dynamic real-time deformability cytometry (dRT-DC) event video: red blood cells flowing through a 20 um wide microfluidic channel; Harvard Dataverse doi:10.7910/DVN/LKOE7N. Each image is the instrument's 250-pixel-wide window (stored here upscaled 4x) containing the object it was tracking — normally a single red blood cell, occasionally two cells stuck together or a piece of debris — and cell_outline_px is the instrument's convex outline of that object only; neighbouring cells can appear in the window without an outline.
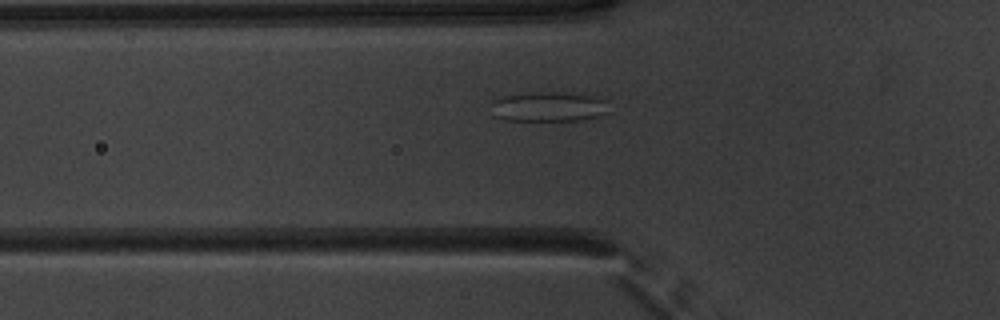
{"species": "common noctule bat (a hibernating species)", "species_latin": "Nyctalus noctula", "temperature_condition": "warm", "stored_images_in_passage": 40, "camera_frame_rate_fps": 3000, "um_per_image_px": 0.085, "animal": {"sex": "male", "body_mass_g": 20.1, "forearm_length_mm": 53.5}, "frame": {"image": 1, "passage_image": 7, "time_ms": 2.0, "image_size_px": [1000, 320], "cell_outline_px": [[608, 112], [600, 116], [580, 120], [504, 120], [492, 116], [496, 100], [500, 96], [536, 92], [564, 92], [596, 96], [604, 100]], "centroid_in_image_um": [46.65, 9.07], "position_along_channel_um": 79.1, "area_um2": 20.29}}
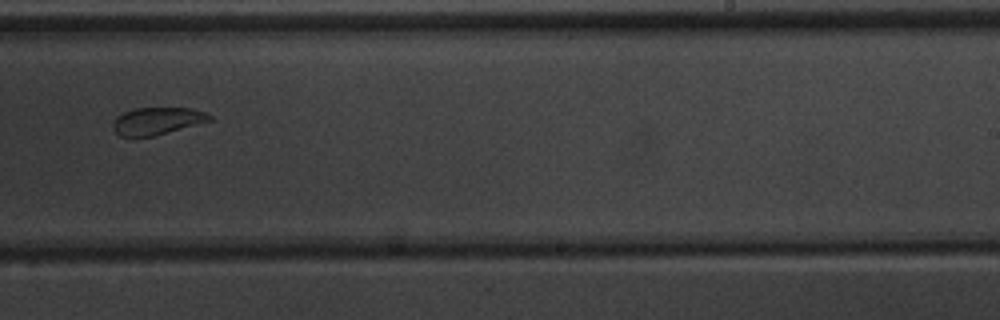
{"frame": {"image": 2, "passage_image": 22, "time_ms": 7.0, "image_size_px": [1000, 320], "cell_outline_px": [[212, 120], [168, 132], [136, 140], [132, 140], [120, 136], [112, 128], [112, 124], [124, 112], [136, 108], [188, 108], [204, 112], [212, 116]], "centroid_in_image_um": [13.3, 10.33], "position_along_channel_um": 275.7, "area_um2": 15.49}}
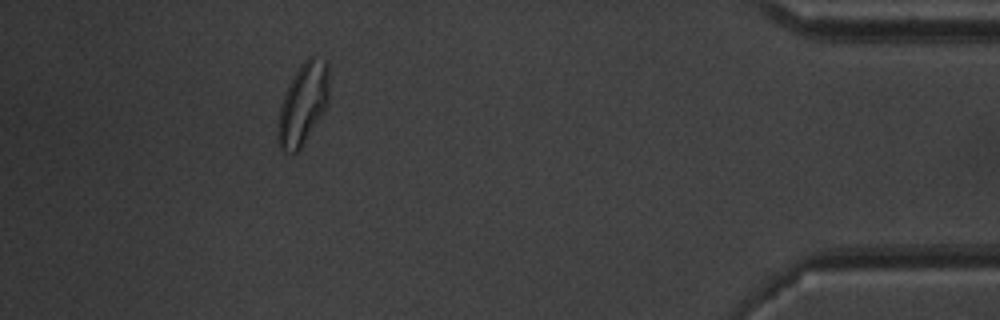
{"frame": {"image": 3, "passage_image": 36, "time_ms": 11.667, "image_size_px": [1000, 320], "cell_outline_px": [[328, 104], [304, 144], [292, 156], [280, 152], [276, 140], [276, 128], [280, 104], [288, 84], [300, 64], [308, 56], [312, 56], [328, 60]], "centroid_in_image_um": [25.71, 8.89], "position_along_channel_um": 409.5, "area_um2": 25.09}, "authors_computed_cell_mechanics": {"area_um2": 18.3804, "velocity_mm_per_s": 3.9181, "shape_relaxation_time_tau1_ms": null, "shape_relaxation_time_tau2_ms": 1.2919, "deformation_change_tau1": null, "deformation_change_tau2": 0.0724}}